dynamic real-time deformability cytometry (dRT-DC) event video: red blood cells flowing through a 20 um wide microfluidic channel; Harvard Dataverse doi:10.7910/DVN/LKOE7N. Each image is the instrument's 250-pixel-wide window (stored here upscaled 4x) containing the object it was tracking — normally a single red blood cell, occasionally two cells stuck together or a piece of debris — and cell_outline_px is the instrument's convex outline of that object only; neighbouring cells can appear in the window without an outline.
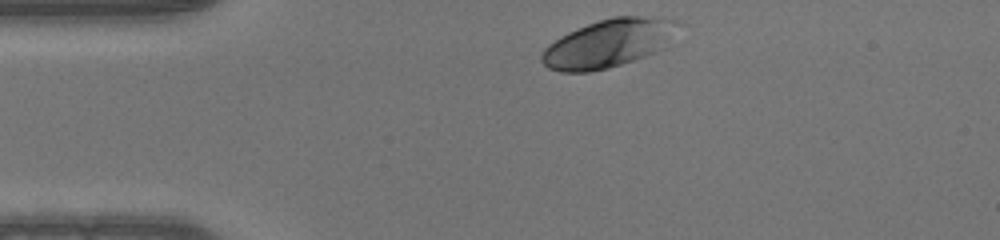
{"species": "human", "species_latin": "Homo sapiens", "temperature_condition": "warm", "stored_images_in_passage": 32, "camera_frame_rate_fps": 3000, "um_per_image_px": 0.085, "donor": {"sex": "male"}, "frame": {"image": 1, "passage_image": 1, "time_ms": 0.0, "image_size_px": [1000, 240], "cell_outline_px": [[684, 24], [668, 48], [608, 68], [588, 72], [560, 72], [548, 68], [540, 60], [540, 52], [548, 44], [560, 36], [568, 32], [588, 24], [612, 16], [664, 16], [684, 20]], "centroid_in_image_um": [51.86, 3.64], "position_along_channel_um": 33.1, "area_um2": 39.42}}
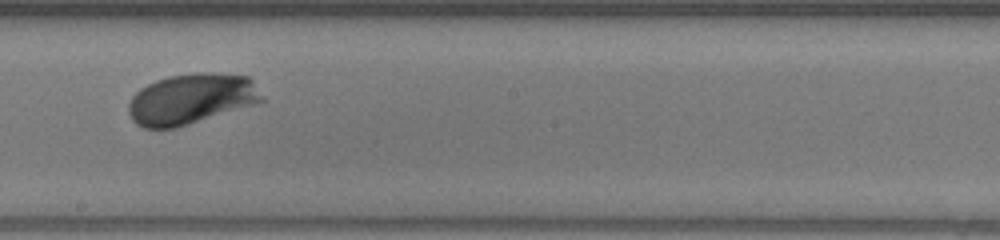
{"frame": {"image": 2, "passage_image": 19, "time_ms": 6.0, "image_size_px": [1000, 240], "cell_outline_px": [[264, 100], [176, 128], [144, 128], [136, 124], [132, 120], [128, 112], [128, 104], [132, 96], [140, 88], [156, 80], [168, 76], [196, 72], [216, 72], [248, 76], [252, 80]], "centroid_in_image_um": [16.19, 8.39], "position_along_channel_um": 232.0, "area_um2": 39.02}}
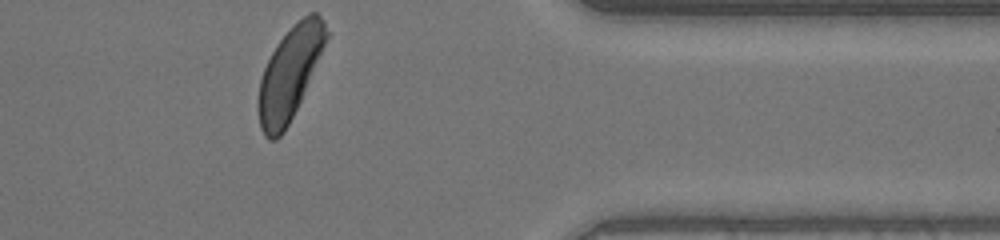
{"frame": {"image": 3, "passage_image": 32, "time_ms": 10.333, "image_size_px": [1000, 240], "cell_outline_px": [[328, 36], [300, 100], [284, 132], [276, 140], [268, 140], [264, 136], [260, 128], [256, 108], [256, 104], [260, 80], [264, 68], [276, 44], [308, 12], [316, 12], [324, 20], [328, 32]], "centroid_in_image_um": [24.57, 6.29], "position_along_channel_um": 386.8, "area_um2": 35.84}}